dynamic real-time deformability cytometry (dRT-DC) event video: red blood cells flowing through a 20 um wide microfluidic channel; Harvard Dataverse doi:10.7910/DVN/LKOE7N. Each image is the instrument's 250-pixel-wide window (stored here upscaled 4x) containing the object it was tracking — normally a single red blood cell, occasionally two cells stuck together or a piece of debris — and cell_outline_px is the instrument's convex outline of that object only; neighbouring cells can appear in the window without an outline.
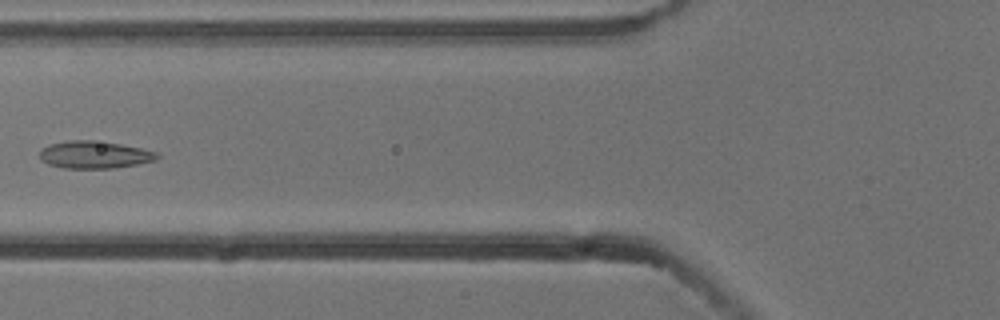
{"species": "common noctule bat (a hibernating species)", "species_latin": "Nyctalus noctula", "temperature_condition": "cold", "stored_images_in_passage": 7, "camera_frame_rate_fps": 3000, "um_per_image_px": 0.085, "animal": {"sex": "male", "body_mass_g": 13.3}, "frame": {"image": 1, "passage_image": 6, "time_ms": 1.667, "image_size_px": [1000, 320], "cell_outline_px": [[160, 156], [156, 160], [136, 164], [112, 168], [64, 168], [48, 164], [40, 160], [40, 148], [48, 144], [68, 140], [92, 140], [120, 144], [140, 148], [156, 152]], "centroid_in_image_um": [7.98, 13.14], "position_along_channel_um": 117.8, "area_um2": 18.73}}
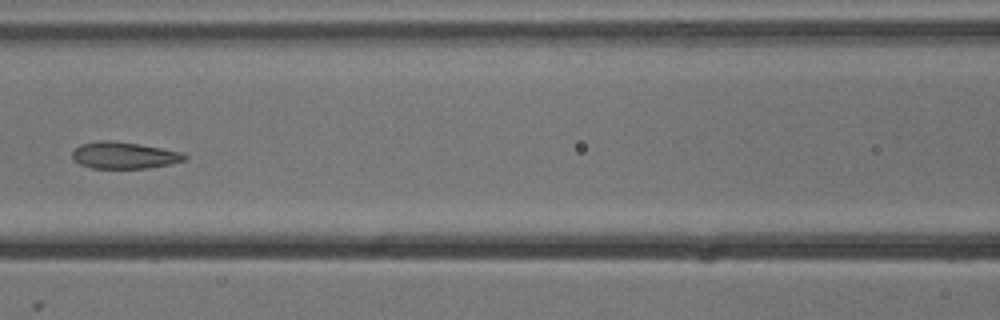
{"frame": {"image": 2, "passage_image": 7, "time_ms": 2.0, "image_size_px": [1000, 320], "cell_outline_px": [[188, 160], [148, 168], [92, 168], [80, 164], [72, 160], [72, 152], [80, 144], [100, 140], [112, 140], [140, 144], [180, 152], [188, 156]], "centroid_in_image_um": [10.53, 13.2], "position_along_channel_um": 156.1, "area_um2": 17.51}}